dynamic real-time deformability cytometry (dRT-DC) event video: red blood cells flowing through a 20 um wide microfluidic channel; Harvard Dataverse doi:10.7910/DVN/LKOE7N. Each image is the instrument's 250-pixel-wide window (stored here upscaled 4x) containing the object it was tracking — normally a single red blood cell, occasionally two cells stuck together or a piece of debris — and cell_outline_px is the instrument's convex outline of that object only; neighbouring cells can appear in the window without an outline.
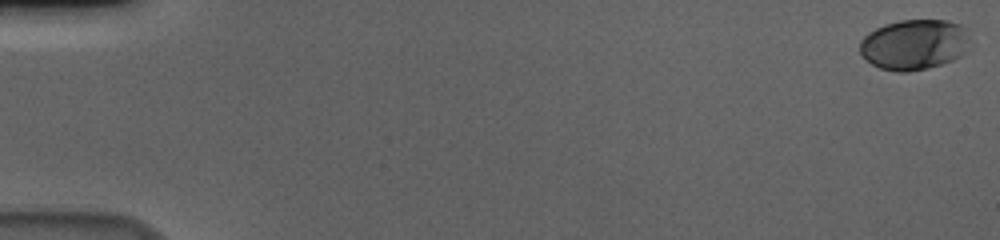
{"species": "human", "species_latin": "Homo sapiens", "temperature_condition": "cold", "stored_images_in_passage": 58, "camera_frame_rate_fps": 3000, "um_per_image_px": 0.085, "donor": {"sex": "male"}, "frame": {"image": 1, "passage_image": 1, "time_ms": 0.0, "image_size_px": [1000, 240], "cell_outline_px": [[968, 36], [960, 56], [952, 60], [928, 68], [908, 72], [896, 72], [880, 68], [872, 64], [860, 52], [860, 40], [868, 32], [884, 24], [900, 20], [948, 20], [960, 24], [964, 28]], "centroid_in_image_um": [77.65, 3.78], "position_along_channel_um": 7.4, "area_um2": 32.02}}
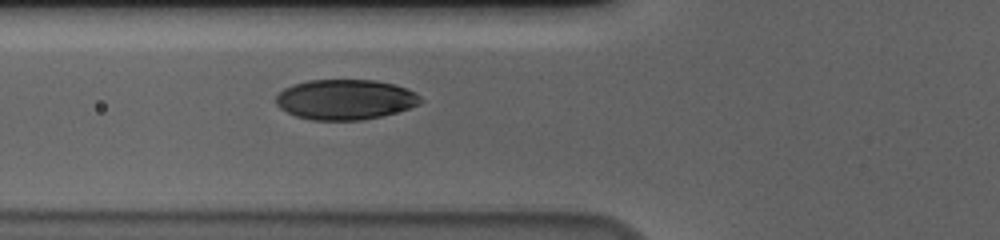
{"frame": {"image": 2, "passage_image": 23, "time_ms": 7.333, "image_size_px": [1000, 240], "cell_outline_px": [[424, 100], [420, 104], [396, 112], [380, 116], [360, 120], [312, 120], [296, 116], [280, 108], [276, 104], [276, 96], [284, 88], [292, 84], [308, 80], [376, 80], [396, 84], [416, 92]], "centroid_in_image_um": [29.36, 8.45], "position_along_channel_um": 96.4, "area_um2": 33.99}}
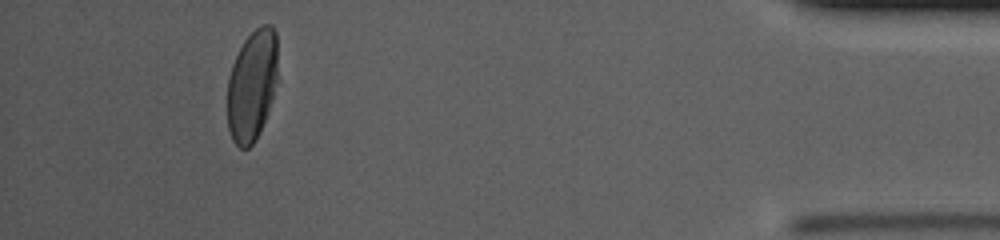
{"frame": {"image": 3, "passage_image": 54, "time_ms": 17.667, "image_size_px": [1000, 240], "cell_outline_px": [[276, 80], [268, 112], [260, 132], [252, 144], [248, 148], [240, 148], [232, 140], [228, 128], [228, 76], [232, 64], [244, 40], [260, 24], [272, 24], [276, 32]], "centroid_in_image_um": [21.41, 7.24], "position_along_channel_um": 413.8, "area_um2": 32.43}, "authors_computed_cell_mechanics": {"area_um2": 34.3043, "velocity_mm_per_s": 3.6345, "shape_relaxation_time_tau1_ms": 3.2709, "shape_relaxation_time_tau2_ms": null, "deformation_change_tau1": 0.1499, "deformation_change_tau2": null}}